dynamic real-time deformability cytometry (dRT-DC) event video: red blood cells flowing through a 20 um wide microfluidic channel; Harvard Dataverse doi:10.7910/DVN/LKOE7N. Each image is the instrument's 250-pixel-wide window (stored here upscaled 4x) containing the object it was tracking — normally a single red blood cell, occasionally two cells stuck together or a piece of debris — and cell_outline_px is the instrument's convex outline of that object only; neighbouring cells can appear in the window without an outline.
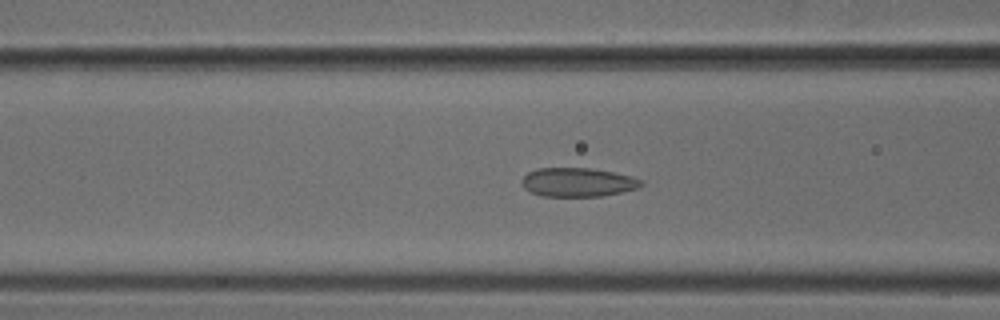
{"species": "common noctule bat (a hibernating species)", "species_latin": "Nyctalus noctula", "temperature_condition": "cold", "stored_images_in_passage": 45, "camera_frame_rate_fps": 3000, "um_per_image_px": 0.085, "animal": {"sex": "male", "body_mass_g": 18.8}, "frame": {"image": 1, "passage_image": 19, "time_ms": 6.0, "image_size_px": [1000, 320], "cell_outline_px": [[644, 184], [640, 188], [600, 196], [540, 196], [524, 188], [520, 180], [528, 172], [540, 168], [592, 168], [632, 176], [644, 180]], "centroid_in_image_um": [49.14, 15.49], "position_along_channel_um": 117.5, "area_um2": 20.17}}
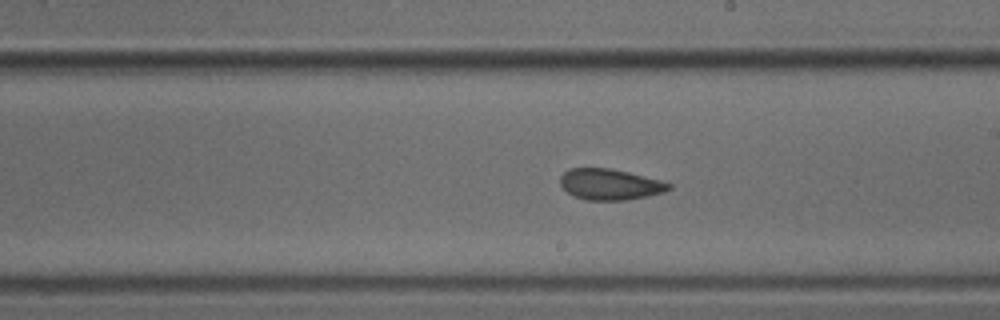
{"frame": {"image": 2, "passage_image": 28, "time_ms": 9.0, "image_size_px": [1000, 320], "cell_outline_px": [[672, 188], [664, 192], [648, 196], [624, 200], [588, 200], [572, 196], [560, 184], [560, 176], [568, 168], [608, 168], [628, 172], [660, 180], [672, 184]], "centroid_in_image_um": [51.84, 15.67], "position_along_channel_um": 237.2, "area_um2": 19.59}}
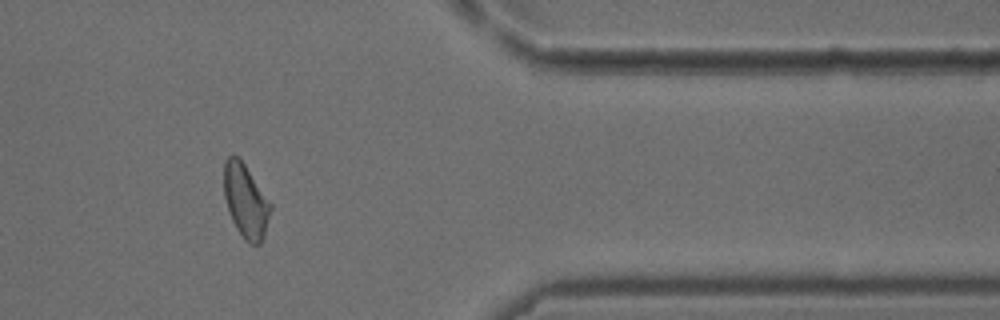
{"frame": {"image": 3, "passage_image": 41, "time_ms": 13.333, "image_size_px": [1000, 320], "cell_outline_px": [[272, 208], [264, 236], [260, 244], [248, 244], [244, 240], [236, 228], [232, 220], [224, 196], [224, 160], [232, 152], [244, 164], [272, 204]], "centroid_in_image_um": [20.88, 17.09], "position_along_channel_um": 390.5, "area_um2": 20.0}}